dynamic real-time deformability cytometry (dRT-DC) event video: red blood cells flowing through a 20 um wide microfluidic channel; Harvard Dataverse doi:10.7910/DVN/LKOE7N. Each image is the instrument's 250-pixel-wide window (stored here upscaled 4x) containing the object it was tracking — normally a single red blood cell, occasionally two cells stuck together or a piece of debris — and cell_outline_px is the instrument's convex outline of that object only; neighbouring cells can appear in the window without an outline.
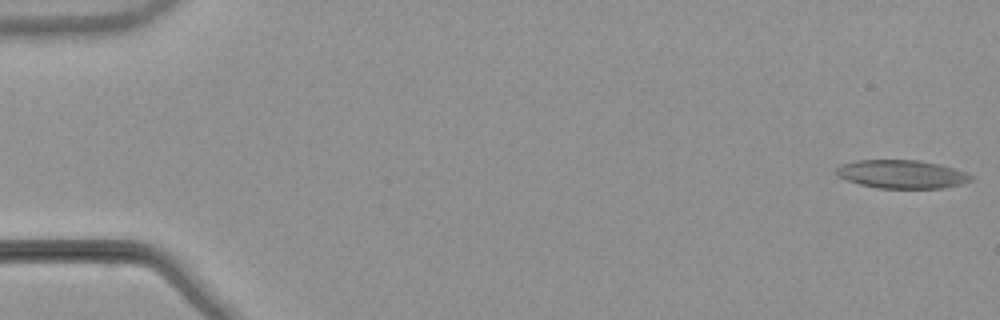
{"species": "common noctule bat (a hibernating species)", "species_latin": "Nyctalus noctula", "temperature_condition": "warm", "stored_images_in_passage": 54, "camera_frame_rate_fps": 3000, "um_per_image_px": 0.085, "animal": {"sex": "male", "body_mass_g": 21.5, "forearm_length_mm": 52.0}, "frame": {"image": 1, "passage_image": 1, "time_ms": 0.0, "image_size_px": [1000, 320], "cell_outline_px": [[972, 180], [960, 184], [944, 188], [876, 188], [860, 184], [836, 176], [836, 168], [840, 164], [856, 160], [920, 160], [940, 164], [964, 172], [972, 176]], "centroid_in_image_um": [76.61, 14.8], "position_along_channel_um": 8.4, "area_um2": 22.25}}
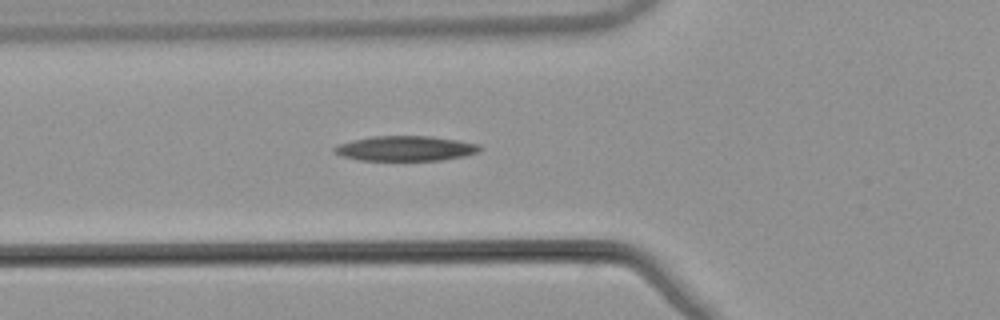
{"frame": {"image": 2, "passage_image": 20, "time_ms": 6.333, "image_size_px": [1000, 320], "cell_outline_px": [[484, 148], [480, 152], [464, 156], [440, 160], [360, 160], [340, 156], [332, 152], [332, 148], [340, 144], [352, 140], [372, 136], [428, 136], [456, 140], [476, 144]], "centroid_in_image_um": [34.44, 12.62], "position_along_channel_um": 91.4, "area_um2": 21.15}}
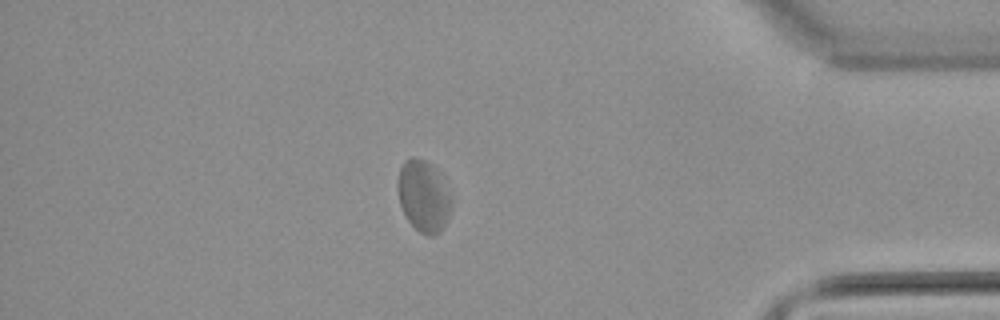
{"frame": {"image": 3, "passage_image": 47, "time_ms": 15.333, "image_size_px": [1000, 320], "cell_outline_px": [[452, 208], [440, 232], [432, 236], [428, 236], [420, 232], [408, 220], [400, 204], [396, 188], [396, 184], [400, 168], [404, 160], [412, 156], [424, 160], [432, 164], [436, 168], [452, 200]], "centroid_in_image_um": [35.98, 16.65], "position_along_channel_um": 399.2, "area_um2": 22.37}}